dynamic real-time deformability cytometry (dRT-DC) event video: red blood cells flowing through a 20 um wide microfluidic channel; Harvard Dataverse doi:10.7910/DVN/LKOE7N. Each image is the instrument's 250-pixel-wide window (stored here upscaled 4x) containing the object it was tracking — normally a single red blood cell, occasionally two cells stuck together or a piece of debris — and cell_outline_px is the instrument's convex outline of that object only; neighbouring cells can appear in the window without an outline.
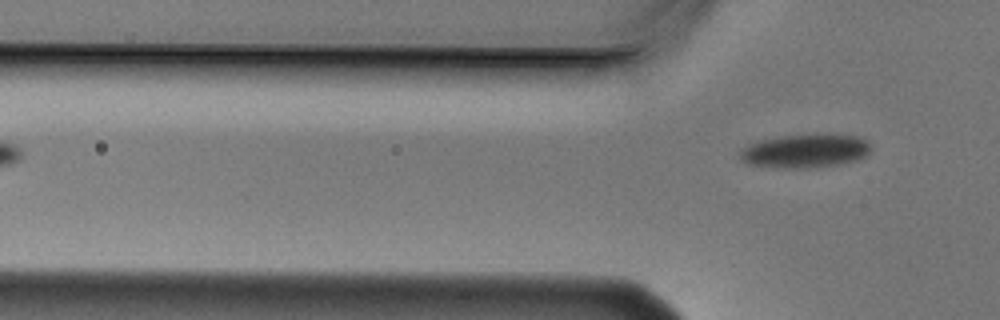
{"species": "Egyptian fruit bat (a non-hibernating species)", "species_latin": "Rousettus aegyptiacus", "temperature_condition": "cold", "stored_images_in_passage": 3, "camera_frame_rate_fps": 3000, "um_per_image_px": 0.085, "animal": {"sex": "male"}, "frame": {"image": 1, "passage_image": 3, "time_ms": 0.667, "image_size_px": [1000, 320], "cell_outline_px": [[872, 148], [864, 156], [856, 160], [840, 164], [816, 168], [776, 168], [744, 164], [740, 160], [740, 152], [748, 144], [760, 140], [780, 136], [812, 132], [832, 132], [860, 136], [868, 140], [872, 144]], "centroid_in_image_um": [68.49, 12.79], "position_along_channel_um": 57.3, "area_um2": 26.99}}